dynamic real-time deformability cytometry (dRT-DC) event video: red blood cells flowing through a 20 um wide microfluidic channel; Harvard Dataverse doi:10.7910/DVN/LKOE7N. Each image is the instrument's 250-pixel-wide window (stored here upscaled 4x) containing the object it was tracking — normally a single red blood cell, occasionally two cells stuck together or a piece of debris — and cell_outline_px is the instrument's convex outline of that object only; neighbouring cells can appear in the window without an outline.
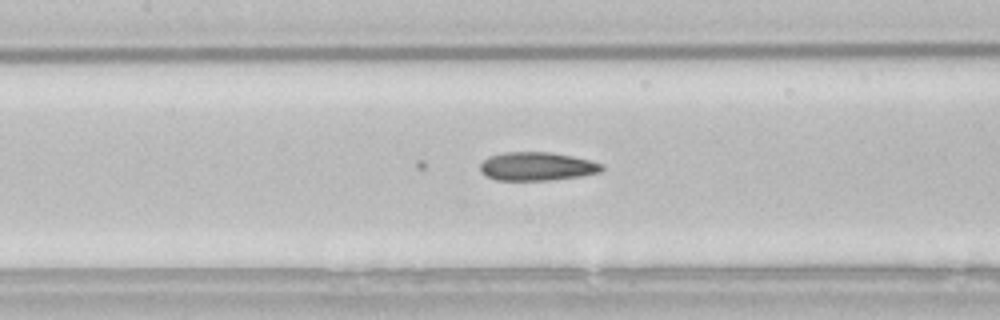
{"species": "common noctule bat (a hibernating species)", "species_latin": "Nyctalus noctula", "temperature_condition": "room temperature", "stored_images_in_passage": 29, "camera_frame_rate_fps": 3000, "um_per_image_px": 0.085, "animal": {"sex": "male", "body_mass_g": 21.5, "forearm_length_mm": 52.0}, "frame": {"image": 1, "passage_image": 10, "time_ms": 3.0, "image_size_px": [1000, 320], "cell_outline_px": [[604, 168], [600, 172], [580, 176], [552, 180], [496, 180], [480, 172], [480, 164], [488, 156], [504, 152], [552, 152], [572, 156], [604, 164]], "centroid_in_image_um": [45.63, 14.14], "position_along_channel_um": 161.8, "area_um2": 20.23}}
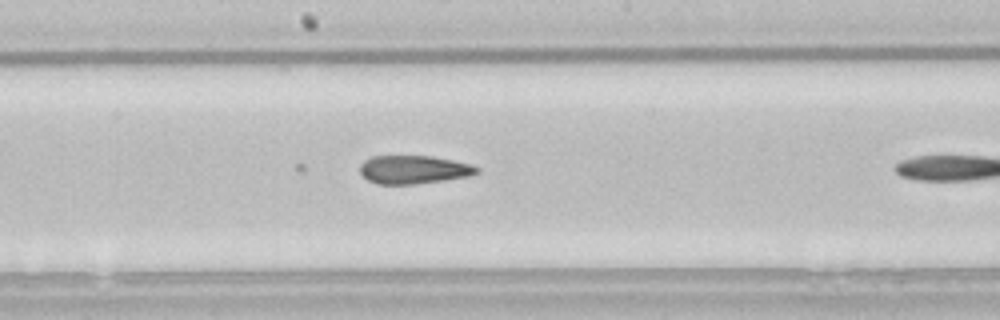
{"frame": {"image": 2, "passage_image": 14, "time_ms": 4.333, "image_size_px": [1000, 320], "cell_outline_px": [[480, 172], [468, 176], [444, 180], [416, 184], [376, 184], [368, 180], [360, 172], [360, 164], [364, 160], [372, 156], [432, 156], [472, 164], [480, 168]], "centroid_in_image_um": [35.17, 14.41], "position_along_channel_um": 213.0, "area_um2": 19.36}}